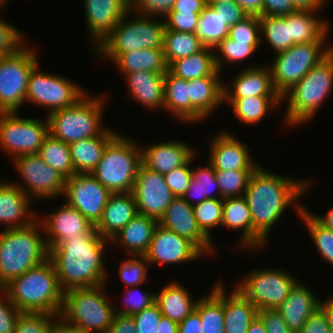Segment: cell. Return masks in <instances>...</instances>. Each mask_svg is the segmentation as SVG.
Listing matches in <instances>:
<instances>
[{"mask_svg": "<svg viewBox=\"0 0 333 333\" xmlns=\"http://www.w3.org/2000/svg\"><path fill=\"white\" fill-rule=\"evenodd\" d=\"M260 20L261 44L263 37L274 50V54L291 47L290 14L285 16H258Z\"/></svg>", "mask_w": 333, "mask_h": 333, "instance_id": "obj_44", "label": "cell"}, {"mask_svg": "<svg viewBox=\"0 0 333 333\" xmlns=\"http://www.w3.org/2000/svg\"><path fill=\"white\" fill-rule=\"evenodd\" d=\"M219 13L229 27L248 17V13L236 2L207 3Z\"/></svg>", "mask_w": 333, "mask_h": 333, "instance_id": "obj_60", "label": "cell"}, {"mask_svg": "<svg viewBox=\"0 0 333 333\" xmlns=\"http://www.w3.org/2000/svg\"><path fill=\"white\" fill-rule=\"evenodd\" d=\"M36 54L24 45L13 54L0 57V112H18L26 103L29 76L38 65Z\"/></svg>", "mask_w": 333, "mask_h": 333, "instance_id": "obj_11", "label": "cell"}, {"mask_svg": "<svg viewBox=\"0 0 333 333\" xmlns=\"http://www.w3.org/2000/svg\"><path fill=\"white\" fill-rule=\"evenodd\" d=\"M260 47V44H248V42H235L229 37L223 39L215 48V64L217 70L221 72L223 66H225L224 62L227 64H236V62H240L248 58L253 52L255 53L256 49ZM223 60V61H222ZM223 62V63H222ZM223 64V66H222Z\"/></svg>", "mask_w": 333, "mask_h": 333, "instance_id": "obj_48", "label": "cell"}, {"mask_svg": "<svg viewBox=\"0 0 333 333\" xmlns=\"http://www.w3.org/2000/svg\"><path fill=\"white\" fill-rule=\"evenodd\" d=\"M104 96L86 93L74 105L47 114L49 133L67 144L99 136L106 129L102 123Z\"/></svg>", "mask_w": 333, "mask_h": 333, "instance_id": "obj_8", "label": "cell"}, {"mask_svg": "<svg viewBox=\"0 0 333 333\" xmlns=\"http://www.w3.org/2000/svg\"><path fill=\"white\" fill-rule=\"evenodd\" d=\"M200 13L168 12L164 17L165 27L178 32L195 33Z\"/></svg>", "mask_w": 333, "mask_h": 333, "instance_id": "obj_57", "label": "cell"}, {"mask_svg": "<svg viewBox=\"0 0 333 333\" xmlns=\"http://www.w3.org/2000/svg\"><path fill=\"white\" fill-rule=\"evenodd\" d=\"M0 295H2L0 296V333H14L17 317L21 312L10 301L3 289H0Z\"/></svg>", "mask_w": 333, "mask_h": 333, "instance_id": "obj_59", "label": "cell"}, {"mask_svg": "<svg viewBox=\"0 0 333 333\" xmlns=\"http://www.w3.org/2000/svg\"><path fill=\"white\" fill-rule=\"evenodd\" d=\"M58 315L21 312L14 333H48L49 326Z\"/></svg>", "mask_w": 333, "mask_h": 333, "instance_id": "obj_52", "label": "cell"}, {"mask_svg": "<svg viewBox=\"0 0 333 333\" xmlns=\"http://www.w3.org/2000/svg\"><path fill=\"white\" fill-rule=\"evenodd\" d=\"M18 112H0V147L12 160L24 155L38 154L49 135V122L19 117ZM18 115V116H17Z\"/></svg>", "mask_w": 333, "mask_h": 333, "instance_id": "obj_12", "label": "cell"}, {"mask_svg": "<svg viewBox=\"0 0 333 333\" xmlns=\"http://www.w3.org/2000/svg\"><path fill=\"white\" fill-rule=\"evenodd\" d=\"M223 285V313L225 333H246L258 316V309L236 288L227 295Z\"/></svg>", "mask_w": 333, "mask_h": 333, "instance_id": "obj_32", "label": "cell"}, {"mask_svg": "<svg viewBox=\"0 0 333 333\" xmlns=\"http://www.w3.org/2000/svg\"><path fill=\"white\" fill-rule=\"evenodd\" d=\"M268 67V68H267ZM249 66L232 79V88L224 85V98H245L249 96H280L272 82L269 66ZM230 88V89H229Z\"/></svg>", "mask_w": 333, "mask_h": 333, "instance_id": "obj_28", "label": "cell"}, {"mask_svg": "<svg viewBox=\"0 0 333 333\" xmlns=\"http://www.w3.org/2000/svg\"><path fill=\"white\" fill-rule=\"evenodd\" d=\"M211 141L208 161L215 171L255 170L259 166L252 160L247 144L231 132H219Z\"/></svg>", "mask_w": 333, "mask_h": 333, "instance_id": "obj_21", "label": "cell"}, {"mask_svg": "<svg viewBox=\"0 0 333 333\" xmlns=\"http://www.w3.org/2000/svg\"><path fill=\"white\" fill-rule=\"evenodd\" d=\"M236 2L237 0H207V3Z\"/></svg>", "mask_w": 333, "mask_h": 333, "instance_id": "obj_74", "label": "cell"}, {"mask_svg": "<svg viewBox=\"0 0 333 333\" xmlns=\"http://www.w3.org/2000/svg\"><path fill=\"white\" fill-rule=\"evenodd\" d=\"M59 207L47 217H42V220L39 218L44 228L42 233L47 235L44 237L48 249L62 241H69L84 233H90L95 228L76 208L69 206L66 202Z\"/></svg>", "mask_w": 333, "mask_h": 333, "instance_id": "obj_20", "label": "cell"}, {"mask_svg": "<svg viewBox=\"0 0 333 333\" xmlns=\"http://www.w3.org/2000/svg\"><path fill=\"white\" fill-rule=\"evenodd\" d=\"M31 199L11 181H0V223L6 229L25 227L38 217L30 211Z\"/></svg>", "mask_w": 333, "mask_h": 333, "instance_id": "obj_25", "label": "cell"}, {"mask_svg": "<svg viewBox=\"0 0 333 333\" xmlns=\"http://www.w3.org/2000/svg\"><path fill=\"white\" fill-rule=\"evenodd\" d=\"M310 289L297 281L287 299L277 308L293 333H299L310 315L320 307L319 298Z\"/></svg>", "mask_w": 333, "mask_h": 333, "instance_id": "obj_26", "label": "cell"}, {"mask_svg": "<svg viewBox=\"0 0 333 333\" xmlns=\"http://www.w3.org/2000/svg\"><path fill=\"white\" fill-rule=\"evenodd\" d=\"M87 92L58 74L44 73L37 65L29 76L26 101L49 109V113L74 105Z\"/></svg>", "mask_w": 333, "mask_h": 333, "instance_id": "obj_14", "label": "cell"}, {"mask_svg": "<svg viewBox=\"0 0 333 333\" xmlns=\"http://www.w3.org/2000/svg\"><path fill=\"white\" fill-rule=\"evenodd\" d=\"M142 149L135 141L117 134L106 146L92 175L111 193L133 191Z\"/></svg>", "mask_w": 333, "mask_h": 333, "instance_id": "obj_6", "label": "cell"}, {"mask_svg": "<svg viewBox=\"0 0 333 333\" xmlns=\"http://www.w3.org/2000/svg\"><path fill=\"white\" fill-rule=\"evenodd\" d=\"M209 296L198 299L195 310L200 314L201 333H225L223 313V283L218 281Z\"/></svg>", "mask_w": 333, "mask_h": 333, "instance_id": "obj_39", "label": "cell"}, {"mask_svg": "<svg viewBox=\"0 0 333 333\" xmlns=\"http://www.w3.org/2000/svg\"><path fill=\"white\" fill-rule=\"evenodd\" d=\"M228 101V102H227ZM230 104L238 121L243 124L260 122L271 108L282 104L281 96H249L245 98H224Z\"/></svg>", "mask_w": 333, "mask_h": 333, "instance_id": "obj_37", "label": "cell"}, {"mask_svg": "<svg viewBox=\"0 0 333 333\" xmlns=\"http://www.w3.org/2000/svg\"><path fill=\"white\" fill-rule=\"evenodd\" d=\"M309 183L279 176L262 166L252 172L243 196L251 213L254 251L267 245L270 230L284 215L286 208L294 204V209L300 214L304 207L297 200L308 191L311 185Z\"/></svg>", "mask_w": 333, "mask_h": 333, "instance_id": "obj_1", "label": "cell"}, {"mask_svg": "<svg viewBox=\"0 0 333 333\" xmlns=\"http://www.w3.org/2000/svg\"><path fill=\"white\" fill-rule=\"evenodd\" d=\"M253 171L254 170L215 171L222 199L243 196L247 189L249 177Z\"/></svg>", "mask_w": 333, "mask_h": 333, "instance_id": "obj_49", "label": "cell"}, {"mask_svg": "<svg viewBox=\"0 0 333 333\" xmlns=\"http://www.w3.org/2000/svg\"><path fill=\"white\" fill-rule=\"evenodd\" d=\"M3 290L20 312L60 315L64 291L49 258L13 279Z\"/></svg>", "mask_w": 333, "mask_h": 333, "instance_id": "obj_3", "label": "cell"}, {"mask_svg": "<svg viewBox=\"0 0 333 333\" xmlns=\"http://www.w3.org/2000/svg\"><path fill=\"white\" fill-rule=\"evenodd\" d=\"M164 108L179 121L190 123V92L188 81L165 73Z\"/></svg>", "mask_w": 333, "mask_h": 333, "instance_id": "obj_40", "label": "cell"}, {"mask_svg": "<svg viewBox=\"0 0 333 333\" xmlns=\"http://www.w3.org/2000/svg\"><path fill=\"white\" fill-rule=\"evenodd\" d=\"M118 133L107 128L97 137L81 139L69 144L75 174H91L101 160L107 144Z\"/></svg>", "mask_w": 333, "mask_h": 333, "instance_id": "obj_30", "label": "cell"}, {"mask_svg": "<svg viewBox=\"0 0 333 333\" xmlns=\"http://www.w3.org/2000/svg\"><path fill=\"white\" fill-rule=\"evenodd\" d=\"M12 163L20 173V179H23L22 183L13 182L14 185L31 199L46 200L64 194L66 178L46 164L38 154L19 156Z\"/></svg>", "mask_w": 333, "mask_h": 333, "instance_id": "obj_15", "label": "cell"}, {"mask_svg": "<svg viewBox=\"0 0 333 333\" xmlns=\"http://www.w3.org/2000/svg\"><path fill=\"white\" fill-rule=\"evenodd\" d=\"M258 317L262 320L267 333H293L287 328L277 309H260Z\"/></svg>", "mask_w": 333, "mask_h": 333, "instance_id": "obj_61", "label": "cell"}, {"mask_svg": "<svg viewBox=\"0 0 333 333\" xmlns=\"http://www.w3.org/2000/svg\"><path fill=\"white\" fill-rule=\"evenodd\" d=\"M296 12L292 0H264L263 16H285Z\"/></svg>", "mask_w": 333, "mask_h": 333, "instance_id": "obj_63", "label": "cell"}, {"mask_svg": "<svg viewBox=\"0 0 333 333\" xmlns=\"http://www.w3.org/2000/svg\"><path fill=\"white\" fill-rule=\"evenodd\" d=\"M330 0H292L296 11H320Z\"/></svg>", "mask_w": 333, "mask_h": 333, "instance_id": "obj_67", "label": "cell"}, {"mask_svg": "<svg viewBox=\"0 0 333 333\" xmlns=\"http://www.w3.org/2000/svg\"><path fill=\"white\" fill-rule=\"evenodd\" d=\"M133 290L136 292H134ZM136 293L138 296L136 295ZM124 294L125 296L123 298L126 306L122 309H119V306L113 304L115 315L122 314L126 316H133L142 311L143 309L152 306L153 304H155L156 301V292L153 291L152 293L150 291L141 293V291L138 290V286L129 288V290L126 289Z\"/></svg>", "mask_w": 333, "mask_h": 333, "instance_id": "obj_51", "label": "cell"}, {"mask_svg": "<svg viewBox=\"0 0 333 333\" xmlns=\"http://www.w3.org/2000/svg\"><path fill=\"white\" fill-rule=\"evenodd\" d=\"M157 333H178L179 324L170 318L162 316L159 322Z\"/></svg>", "mask_w": 333, "mask_h": 333, "instance_id": "obj_70", "label": "cell"}, {"mask_svg": "<svg viewBox=\"0 0 333 333\" xmlns=\"http://www.w3.org/2000/svg\"><path fill=\"white\" fill-rule=\"evenodd\" d=\"M320 308L324 311L330 330L333 333V295L320 301Z\"/></svg>", "mask_w": 333, "mask_h": 333, "instance_id": "obj_71", "label": "cell"}, {"mask_svg": "<svg viewBox=\"0 0 333 333\" xmlns=\"http://www.w3.org/2000/svg\"><path fill=\"white\" fill-rule=\"evenodd\" d=\"M196 154L183 166L178 167L171 172L165 173L164 178L167 186L175 197H183L192 180L191 164Z\"/></svg>", "mask_w": 333, "mask_h": 333, "instance_id": "obj_54", "label": "cell"}, {"mask_svg": "<svg viewBox=\"0 0 333 333\" xmlns=\"http://www.w3.org/2000/svg\"><path fill=\"white\" fill-rule=\"evenodd\" d=\"M128 13L119 21L115 28L94 48V53L114 61L121 53L130 50L147 48L162 49L165 22L154 16L138 15L131 18ZM128 17V18H127ZM129 19V20H128Z\"/></svg>", "mask_w": 333, "mask_h": 333, "instance_id": "obj_7", "label": "cell"}, {"mask_svg": "<svg viewBox=\"0 0 333 333\" xmlns=\"http://www.w3.org/2000/svg\"><path fill=\"white\" fill-rule=\"evenodd\" d=\"M246 333H267L262 320L257 316Z\"/></svg>", "mask_w": 333, "mask_h": 333, "instance_id": "obj_73", "label": "cell"}, {"mask_svg": "<svg viewBox=\"0 0 333 333\" xmlns=\"http://www.w3.org/2000/svg\"><path fill=\"white\" fill-rule=\"evenodd\" d=\"M193 212L199 229L213 242L211 229L222 227L223 199H206L193 205Z\"/></svg>", "mask_w": 333, "mask_h": 333, "instance_id": "obj_47", "label": "cell"}, {"mask_svg": "<svg viewBox=\"0 0 333 333\" xmlns=\"http://www.w3.org/2000/svg\"><path fill=\"white\" fill-rule=\"evenodd\" d=\"M129 95L146 108L163 110L165 73L136 71L125 75Z\"/></svg>", "mask_w": 333, "mask_h": 333, "instance_id": "obj_29", "label": "cell"}, {"mask_svg": "<svg viewBox=\"0 0 333 333\" xmlns=\"http://www.w3.org/2000/svg\"><path fill=\"white\" fill-rule=\"evenodd\" d=\"M85 20L96 48L130 10V0H85Z\"/></svg>", "mask_w": 333, "mask_h": 333, "instance_id": "obj_22", "label": "cell"}, {"mask_svg": "<svg viewBox=\"0 0 333 333\" xmlns=\"http://www.w3.org/2000/svg\"><path fill=\"white\" fill-rule=\"evenodd\" d=\"M332 87L333 50L282 96V103L288 97L284 117L287 126L311 121Z\"/></svg>", "mask_w": 333, "mask_h": 333, "instance_id": "obj_5", "label": "cell"}, {"mask_svg": "<svg viewBox=\"0 0 333 333\" xmlns=\"http://www.w3.org/2000/svg\"><path fill=\"white\" fill-rule=\"evenodd\" d=\"M299 333H332L327 317L320 307L310 315Z\"/></svg>", "mask_w": 333, "mask_h": 333, "instance_id": "obj_62", "label": "cell"}, {"mask_svg": "<svg viewBox=\"0 0 333 333\" xmlns=\"http://www.w3.org/2000/svg\"><path fill=\"white\" fill-rule=\"evenodd\" d=\"M21 31L0 18V55H10L27 44Z\"/></svg>", "mask_w": 333, "mask_h": 333, "instance_id": "obj_55", "label": "cell"}, {"mask_svg": "<svg viewBox=\"0 0 333 333\" xmlns=\"http://www.w3.org/2000/svg\"><path fill=\"white\" fill-rule=\"evenodd\" d=\"M214 55V49L204 47L191 56L174 61L168 70L176 77L187 81L212 76L217 71Z\"/></svg>", "mask_w": 333, "mask_h": 333, "instance_id": "obj_38", "label": "cell"}, {"mask_svg": "<svg viewBox=\"0 0 333 333\" xmlns=\"http://www.w3.org/2000/svg\"><path fill=\"white\" fill-rule=\"evenodd\" d=\"M109 240L94 228L90 233L62 241L49 249L58 282L63 291L106 284L104 253Z\"/></svg>", "mask_w": 333, "mask_h": 333, "instance_id": "obj_2", "label": "cell"}, {"mask_svg": "<svg viewBox=\"0 0 333 333\" xmlns=\"http://www.w3.org/2000/svg\"><path fill=\"white\" fill-rule=\"evenodd\" d=\"M222 226L230 230L242 229L238 245L252 251V219L244 196L223 199Z\"/></svg>", "mask_w": 333, "mask_h": 333, "instance_id": "obj_35", "label": "cell"}, {"mask_svg": "<svg viewBox=\"0 0 333 333\" xmlns=\"http://www.w3.org/2000/svg\"><path fill=\"white\" fill-rule=\"evenodd\" d=\"M176 0H130V9L140 15L160 17L171 11ZM134 10V11H133Z\"/></svg>", "mask_w": 333, "mask_h": 333, "instance_id": "obj_56", "label": "cell"}, {"mask_svg": "<svg viewBox=\"0 0 333 333\" xmlns=\"http://www.w3.org/2000/svg\"><path fill=\"white\" fill-rule=\"evenodd\" d=\"M299 216L306 225L321 258L333 266V231L320 224L305 206Z\"/></svg>", "mask_w": 333, "mask_h": 333, "instance_id": "obj_46", "label": "cell"}, {"mask_svg": "<svg viewBox=\"0 0 333 333\" xmlns=\"http://www.w3.org/2000/svg\"><path fill=\"white\" fill-rule=\"evenodd\" d=\"M197 302L198 300L193 301L189 291L176 281L169 282L156 293L155 301L161 314L178 324L195 310Z\"/></svg>", "mask_w": 333, "mask_h": 333, "instance_id": "obj_33", "label": "cell"}, {"mask_svg": "<svg viewBox=\"0 0 333 333\" xmlns=\"http://www.w3.org/2000/svg\"><path fill=\"white\" fill-rule=\"evenodd\" d=\"M38 155L66 179L75 174L69 144L53 137L50 133L40 147Z\"/></svg>", "mask_w": 333, "mask_h": 333, "instance_id": "obj_45", "label": "cell"}, {"mask_svg": "<svg viewBox=\"0 0 333 333\" xmlns=\"http://www.w3.org/2000/svg\"><path fill=\"white\" fill-rule=\"evenodd\" d=\"M48 333H83V332L79 330L76 326L66 322L60 315H58L57 317L54 318V320L50 324Z\"/></svg>", "mask_w": 333, "mask_h": 333, "instance_id": "obj_68", "label": "cell"}, {"mask_svg": "<svg viewBox=\"0 0 333 333\" xmlns=\"http://www.w3.org/2000/svg\"><path fill=\"white\" fill-rule=\"evenodd\" d=\"M111 194L92 174H74L66 179L63 195L69 206L96 226Z\"/></svg>", "mask_w": 333, "mask_h": 333, "instance_id": "obj_16", "label": "cell"}, {"mask_svg": "<svg viewBox=\"0 0 333 333\" xmlns=\"http://www.w3.org/2000/svg\"><path fill=\"white\" fill-rule=\"evenodd\" d=\"M203 48L204 46L195 33L178 32L165 28L162 49L168 67L174 61L191 56Z\"/></svg>", "mask_w": 333, "mask_h": 333, "instance_id": "obj_42", "label": "cell"}, {"mask_svg": "<svg viewBox=\"0 0 333 333\" xmlns=\"http://www.w3.org/2000/svg\"><path fill=\"white\" fill-rule=\"evenodd\" d=\"M207 0H176L170 12L201 13Z\"/></svg>", "mask_w": 333, "mask_h": 333, "instance_id": "obj_65", "label": "cell"}, {"mask_svg": "<svg viewBox=\"0 0 333 333\" xmlns=\"http://www.w3.org/2000/svg\"><path fill=\"white\" fill-rule=\"evenodd\" d=\"M162 316L156 303L133 315L136 333H157Z\"/></svg>", "mask_w": 333, "mask_h": 333, "instance_id": "obj_58", "label": "cell"}, {"mask_svg": "<svg viewBox=\"0 0 333 333\" xmlns=\"http://www.w3.org/2000/svg\"><path fill=\"white\" fill-rule=\"evenodd\" d=\"M214 191H217L215 193L216 195L211 194ZM182 198L191 206L197 205L206 199H222L220 187L216 180L215 170L209 161L204 167L199 166L192 169V180ZM190 198L194 200L198 199L196 200V203H193Z\"/></svg>", "mask_w": 333, "mask_h": 333, "instance_id": "obj_41", "label": "cell"}, {"mask_svg": "<svg viewBox=\"0 0 333 333\" xmlns=\"http://www.w3.org/2000/svg\"><path fill=\"white\" fill-rule=\"evenodd\" d=\"M104 288L105 284L64 291L60 316L83 333H107L115 314Z\"/></svg>", "mask_w": 333, "mask_h": 333, "instance_id": "obj_9", "label": "cell"}, {"mask_svg": "<svg viewBox=\"0 0 333 333\" xmlns=\"http://www.w3.org/2000/svg\"><path fill=\"white\" fill-rule=\"evenodd\" d=\"M217 70L212 76H204L188 81L190 92V124L203 121L222 103L224 104V85Z\"/></svg>", "mask_w": 333, "mask_h": 333, "instance_id": "obj_23", "label": "cell"}, {"mask_svg": "<svg viewBox=\"0 0 333 333\" xmlns=\"http://www.w3.org/2000/svg\"><path fill=\"white\" fill-rule=\"evenodd\" d=\"M296 282L285 270L259 268L249 272L235 288L258 310L277 309Z\"/></svg>", "mask_w": 333, "mask_h": 333, "instance_id": "obj_13", "label": "cell"}, {"mask_svg": "<svg viewBox=\"0 0 333 333\" xmlns=\"http://www.w3.org/2000/svg\"><path fill=\"white\" fill-rule=\"evenodd\" d=\"M313 217L320 223L322 224L325 228L333 231V207L330 208V210L327 211L324 216H318L315 214H312Z\"/></svg>", "mask_w": 333, "mask_h": 333, "instance_id": "obj_72", "label": "cell"}, {"mask_svg": "<svg viewBox=\"0 0 333 333\" xmlns=\"http://www.w3.org/2000/svg\"><path fill=\"white\" fill-rule=\"evenodd\" d=\"M263 1L264 0H237L248 15L263 16Z\"/></svg>", "mask_w": 333, "mask_h": 333, "instance_id": "obj_69", "label": "cell"}, {"mask_svg": "<svg viewBox=\"0 0 333 333\" xmlns=\"http://www.w3.org/2000/svg\"><path fill=\"white\" fill-rule=\"evenodd\" d=\"M39 219L25 227L0 232V289L49 258Z\"/></svg>", "mask_w": 333, "mask_h": 333, "instance_id": "obj_4", "label": "cell"}, {"mask_svg": "<svg viewBox=\"0 0 333 333\" xmlns=\"http://www.w3.org/2000/svg\"><path fill=\"white\" fill-rule=\"evenodd\" d=\"M107 333H136L133 317L122 314L114 315Z\"/></svg>", "mask_w": 333, "mask_h": 333, "instance_id": "obj_64", "label": "cell"}, {"mask_svg": "<svg viewBox=\"0 0 333 333\" xmlns=\"http://www.w3.org/2000/svg\"><path fill=\"white\" fill-rule=\"evenodd\" d=\"M132 193L137 212L158 221L175 198L165 182L164 175L148 169L143 164L139 166Z\"/></svg>", "mask_w": 333, "mask_h": 333, "instance_id": "obj_17", "label": "cell"}, {"mask_svg": "<svg viewBox=\"0 0 333 333\" xmlns=\"http://www.w3.org/2000/svg\"><path fill=\"white\" fill-rule=\"evenodd\" d=\"M324 45L325 43L294 44L288 50L276 54L269 68L273 86L281 98L333 50V46Z\"/></svg>", "mask_w": 333, "mask_h": 333, "instance_id": "obj_10", "label": "cell"}, {"mask_svg": "<svg viewBox=\"0 0 333 333\" xmlns=\"http://www.w3.org/2000/svg\"><path fill=\"white\" fill-rule=\"evenodd\" d=\"M142 164L148 169L165 174L185 165L195 151L188 143L170 140L142 147Z\"/></svg>", "mask_w": 333, "mask_h": 333, "instance_id": "obj_24", "label": "cell"}, {"mask_svg": "<svg viewBox=\"0 0 333 333\" xmlns=\"http://www.w3.org/2000/svg\"><path fill=\"white\" fill-rule=\"evenodd\" d=\"M144 256L149 266L156 263L163 266L190 262L205 255L190 240L158 224Z\"/></svg>", "mask_w": 333, "mask_h": 333, "instance_id": "obj_18", "label": "cell"}, {"mask_svg": "<svg viewBox=\"0 0 333 333\" xmlns=\"http://www.w3.org/2000/svg\"><path fill=\"white\" fill-rule=\"evenodd\" d=\"M113 62L124 76L136 71L166 73L168 70L163 49L147 48L130 50L121 53Z\"/></svg>", "mask_w": 333, "mask_h": 333, "instance_id": "obj_36", "label": "cell"}, {"mask_svg": "<svg viewBox=\"0 0 333 333\" xmlns=\"http://www.w3.org/2000/svg\"><path fill=\"white\" fill-rule=\"evenodd\" d=\"M3 5H5V3L2 0H0V8L1 6L3 7Z\"/></svg>", "mask_w": 333, "mask_h": 333, "instance_id": "obj_75", "label": "cell"}, {"mask_svg": "<svg viewBox=\"0 0 333 333\" xmlns=\"http://www.w3.org/2000/svg\"><path fill=\"white\" fill-rule=\"evenodd\" d=\"M230 27L214 8L207 4L200 13L195 35L204 47L214 49L223 39L228 37Z\"/></svg>", "mask_w": 333, "mask_h": 333, "instance_id": "obj_43", "label": "cell"}, {"mask_svg": "<svg viewBox=\"0 0 333 333\" xmlns=\"http://www.w3.org/2000/svg\"><path fill=\"white\" fill-rule=\"evenodd\" d=\"M137 214V205L132 192L112 193L95 229L103 238L110 241Z\"/></svg>", "mask_w": 333, "mask_h": 333, "instance_id": "obj_27", "label": "cell"}, {"mask_svg": "<svg viewBox=\"0 0 333 333\" xmlns=\"http://www.w3.org/2000/svg\"><path fill=\"white\" fill-rule=\"evenodd\" d=\"M228 37L235 42L261 44L259 17L257 15H249L244 20L231 26Z\"/></svg>", "mask_w": 333, "mask_h": 333, "instance_id": "obj_53", "label": "cell"}, {"mask_svg": "<svg viewBox=\"0 0 333 333\" xmlns=\"http://www.w3.org/2000/svg\"><path fill=\"white\" fill-rule=\"evenodd\" d=\"M158 224L190 240L204 255L215 253V245L202 233L196 223L193 206L183 198L175 197L172 200Z\"/></svg>", "mask_w": 333, "mask_h": 333, "instance_id": "obj_19", "label": "cell"}, {"mask_svg": "<svg viewBox=\"0 0 333 333\" xmlns=\"http://www.w3.org/2000/svg\"><path fill=\"white\" fill-rule=\"evenodd\" d=\"M315 12L296 11L290 14L291 46L300 43H324L330 27Z\"/></svg>", "mask_w": 333, "mask_h": 333, "instance_id": "obj_34", "label": "cell"}, {"mask_svg": "<svg viewBox=\"0 0 333 333\" xmlns=\"http://www.w3.org/2000/svg\"><path fill=\"white\" fill-rule=\"evenodd\" d=\"M158 225V220L142 214H137L116 236L111 240L123 245L126 253L144 256L151 244L154 230Z\"/></svg>", "mask_w": 333, "mask_h": 333, "instance_id": "obj_31", "label": "cell"}, {"mask_svg": "<svg viewBox=\"0 0 333 333\" xmlns=\"http://www.w3.org/2000/svg\"><path fill=\"white\" fill-rule=\"evenodd\" d=\"M149 263L145 256L133 255L127 261H123L120 266L119 275L126 287L130 288L145 283L148 279Z\"/></svg>", "mask_w": 333, "mask_h": 333, "instance_id": "obj_50", "label": "cell"}, {"mask_svg": "<svg viewBox=\"0 0 333 333\" xmlns=\"http://www.w3.org/2000/svg\"><path fill=\"white\" fill-rule=\"evenodd\" d=\"M201 331L202 322L196 310L189 314L178 327V333H201Z\"/></svg>", "mask_w": 333, "mask_h": 333, "instance_id": "obj_66", "label": "cell"}]
</instances>
